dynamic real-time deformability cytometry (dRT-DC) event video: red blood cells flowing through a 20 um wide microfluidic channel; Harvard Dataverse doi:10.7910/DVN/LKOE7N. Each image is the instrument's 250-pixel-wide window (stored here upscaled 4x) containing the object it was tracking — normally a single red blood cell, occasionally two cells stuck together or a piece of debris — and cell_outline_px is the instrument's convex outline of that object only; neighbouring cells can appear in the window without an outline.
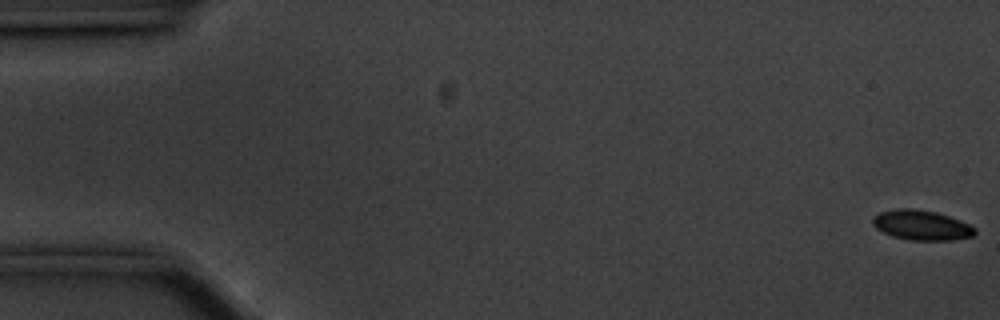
{"species": "common noctule bat (a hibernating species)", "species_latin": "Nyctalus noctula", "temperature_condition": "cold", "stored_images_in_passage": 58, "camera_frame_rate_fps": 3000, "um_per_image_px": 0.085, "animal": {"sex": "male", "body_mass_g": 20.1, "forearm_length_mm": 53.5}, "frame": {"image": 1, "passage_image": 1, "time_ms": 0.0, "image_size_px": [1000, 320], "cell_outline_px": [[976, 232], [972, 236], [952, 240], [908, 240], [892, 236], [876, 228], [872, 224], [872, 216], [880, 212], [896, 208], [916, 208], [936, 212], [960, 220], [976, 228]], "centroid_in_image_um": [78.3, 19.13], "position_along_channel_um": 6.7, "area_um2": 17.92}}
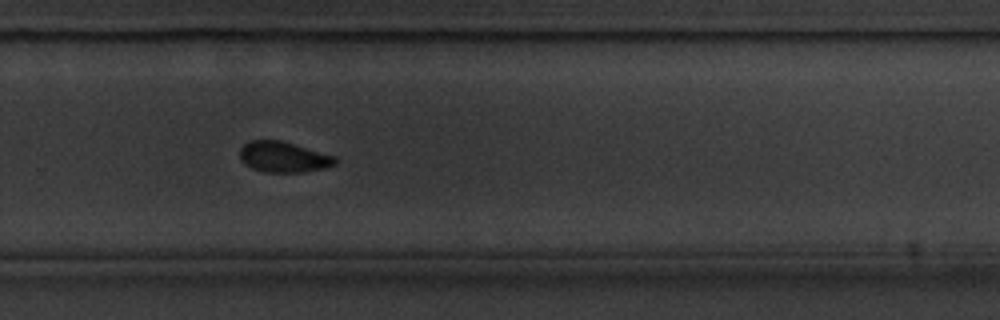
{"frame": {"image": 2, "passage_image": 38, "time_ms": 12.333, "image_size_px": [1000, 320], "cell_outline_px": [[336, 164], [324, 168], [304, 172], [264, 172], [252, 168], [244, 164], [240, 160], [240, 148], [248, 140], [280, 140], [336, 156]], "centroid_in_image_um": [24.07, 13.34], "position_along_channel_um": 305.7, "area_um2": 17.11}}
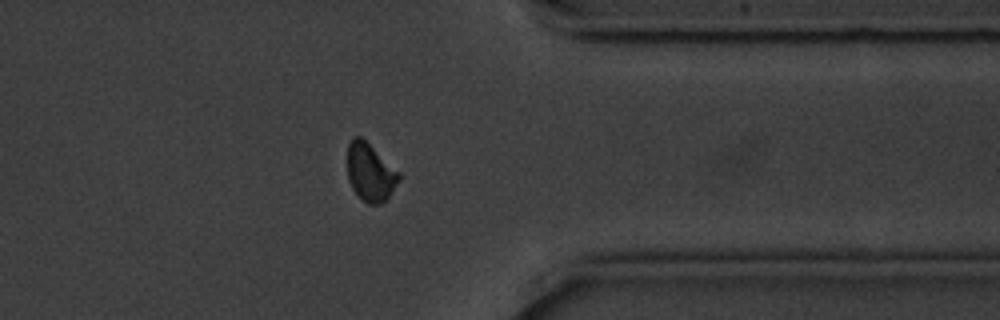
{"frame": {"image": 3, "passage_image": 45, "time_ms": 14.667, "image_size_px": [1000, 320], "cell_outline_px": [[400, 180], [388, 196], [380, 204], [368, 204], [352, 188], [348, 180], [348, 144], [352, 136], [360, 136], [400, 172]], "centroid_in_image_um": [31.46, 14.63], "position_along_channel_um": 379.9, "area_um2": 17.11}, "authors_computed_cell_mechanics": {"area_um2": 17.918, "velocity_mm_per_s": 3.5413, "shape_relaxation_time_tau1_ms": 1.8359, "shape_relaxation_time_tau2_ms": null, "deformation_change_tau1": 0.0622, "deformation_change_tau2": null}}